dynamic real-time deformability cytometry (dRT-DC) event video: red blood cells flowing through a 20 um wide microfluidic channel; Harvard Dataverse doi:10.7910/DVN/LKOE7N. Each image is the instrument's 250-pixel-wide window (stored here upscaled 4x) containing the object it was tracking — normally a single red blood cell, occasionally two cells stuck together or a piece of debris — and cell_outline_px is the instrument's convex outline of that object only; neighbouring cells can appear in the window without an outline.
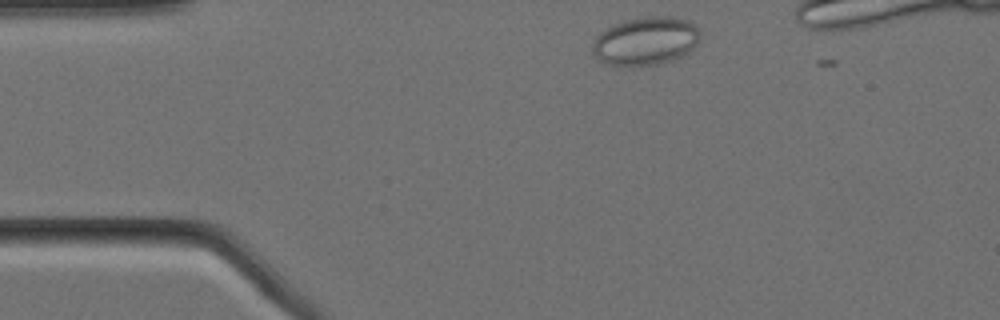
{"species": "Egyptian fruit bat (a non-hibernating species)", "species_latin": "Rousettus aegyptiacus", "temperature_condition": "cold", "stored_images_in_passage": 4, "camera_frame_rate_fps": 3000, "um_per_image_px": 0.085, "animal": {"sex": "female"}, "frame": {"image": 1, "passage_image": 3, "time_ms": 0.667, "image_size_px": [1000, 320], "cell_outline_px": [[700, 40], [684, 56], [672, 60], [656, 64], [608, 64], [600, 60], [592, 52], [592, 44], [596, 36], [604, 28], [624, 20], [644, 16], [668, 16], [688, 20], [700, 32]], "centroid_in_image_um": [54.88, 3.45], "position_along_channel_um": 30.1, "area_um2": 30.06}}